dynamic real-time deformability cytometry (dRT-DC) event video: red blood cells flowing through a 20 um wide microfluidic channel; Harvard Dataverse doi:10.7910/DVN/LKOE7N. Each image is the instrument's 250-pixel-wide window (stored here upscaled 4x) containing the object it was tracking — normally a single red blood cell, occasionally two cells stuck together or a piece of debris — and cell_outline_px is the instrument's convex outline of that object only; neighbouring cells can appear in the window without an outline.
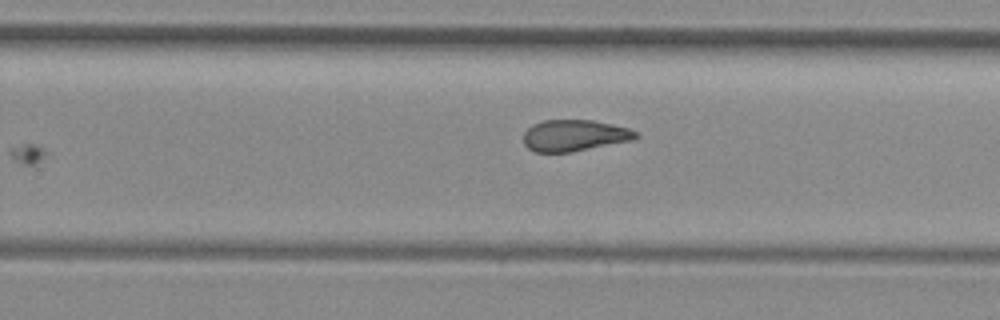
{"species": "common noctule bat (a hibernating species)", "species_latin": "Nyctalus noctula", "temperature_condition": "room temperature", "stored_images_in_passage": 12, "camera_frame_rate_fps": 3000, "um_per_image_px": 0.085, "animal": {"sex": "female", "body_mass_g": 29.2, "forearm_length_mm": 56.3}, "frame": {"image": 1, "passage_image": 10, "time_ms": 3.0, "image_size_px": [1000, 320], "cell_outline_px": [[640, 136], [632, 140], [572, 152], [536, 152], [528, 148], [524, 144], [524, 132], [532, 124], [544, 120], [592, 120], [628, 128], [636, 132]], "centroid_in_image_um": [48.81, 11.52], "position_along_channel_um": 281.0, "area_um2": 20.46}}